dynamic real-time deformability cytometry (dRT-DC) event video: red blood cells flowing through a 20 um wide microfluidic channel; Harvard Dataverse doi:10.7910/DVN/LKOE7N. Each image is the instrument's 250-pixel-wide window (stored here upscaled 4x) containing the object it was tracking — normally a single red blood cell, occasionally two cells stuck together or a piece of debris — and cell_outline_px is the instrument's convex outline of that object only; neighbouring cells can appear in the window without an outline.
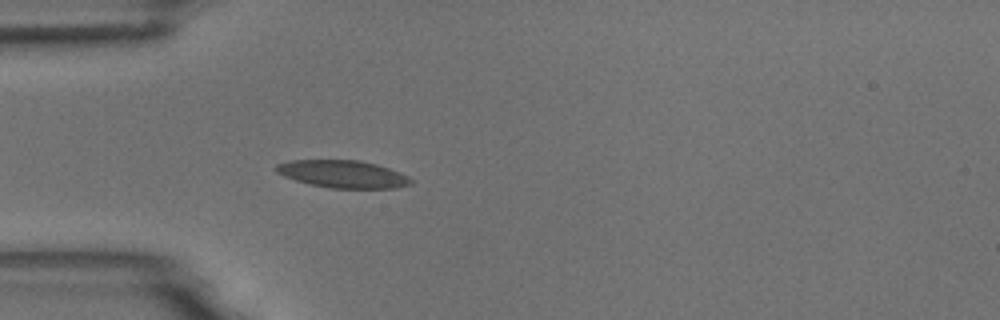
{"species": "common noctule bat (a hibernating species)", "species_latin": "Nyctalus noctula", "temperature_condition": "room temperature", "stored_images_in_passage": 4, "camera_frame_rate_fps": 3000, "um_per_image_px": 0.085, "animal": {"sex": "male", "body_mass_g": 18.8}, "frame": {"image": 1, "passage_image": 4, "time_ms": 3.333, "image_size_px": [1000, 320], "cell_outline_px": [[416, 180], [412, 184], [396, 188], [328, 188], [296, 180], [284, 176], [276, 172], [276, 164], [292, 160], [360, 160], [376, 164], [400, 172]], "centroid_in_image_um": [29.19, 14.8], "position_along_channel_um": 55.8, "area_um2": 21.62}}